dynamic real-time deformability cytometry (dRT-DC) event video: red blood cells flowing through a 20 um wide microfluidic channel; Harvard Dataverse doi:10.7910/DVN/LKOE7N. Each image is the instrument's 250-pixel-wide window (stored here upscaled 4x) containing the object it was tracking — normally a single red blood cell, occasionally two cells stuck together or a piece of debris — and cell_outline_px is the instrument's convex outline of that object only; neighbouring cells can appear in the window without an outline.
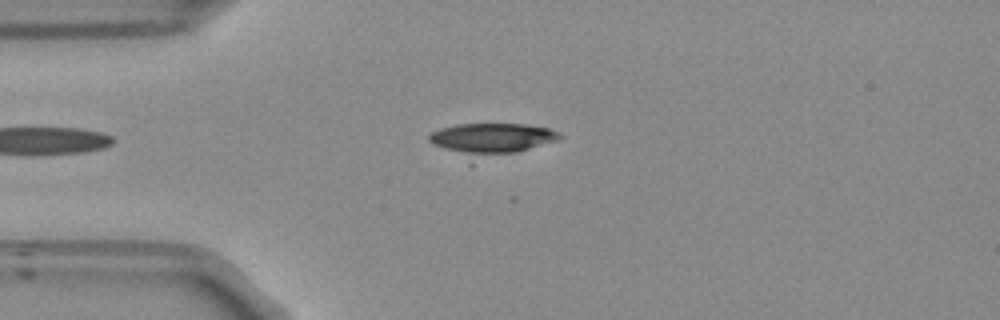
{"species": "Egyptian fruit bat (a non-hibernating species)", "species_latin": "Rousettus aegyptiacus", "temperature_condition": "room temperature", "stored_images_in_passage": 45, "camera_frame_rate_fps": 3000, "um_per_image_px": 0.085, "frame": {"image": 1, "passage_image": 8, "time_ms": 2.333, "image_size_px": [1000, 320], "cell_outline_px": [[564, 136], [556, 140], [516, 152], [472, 164], [468, 164], [432, 144], [428, 140], [428, 136], [432, 132], [440, 128], [456, 124], [528, 124], [548, 128]], "centroid_in_image_um": [41.6, 11.9], "position_along_channel_um": 43.4, "area_um2": 25.37}}
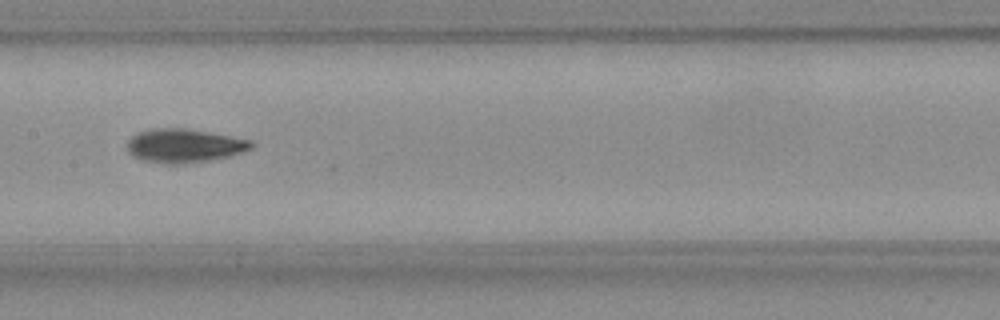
{"frame": {"image": 2, "passage_image": 21, "time_ms": 6.667, "image_size_px": [1000, 320], "cell_outline_px": [[256, 144], [252, 148], [228, 156], [212, 160], [184, 164], [168, 164], [144, 160], [132, 156], [128, 152], [128, 140], [136, 132], [152, 128], [188, 128], [252, 140]], "centroid_in_image_um": [15.66, 12.38], "position_along_channel_um": 191.7, "area_um2": 24.57}}
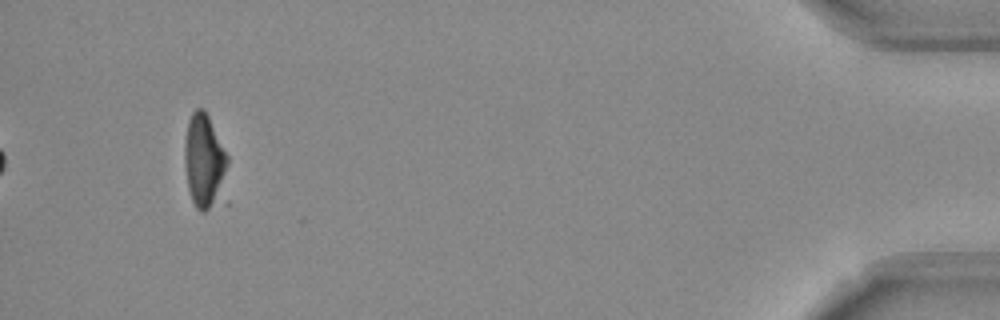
{"frame": {"image": 3, "passage_image": 45, "time_ms": 14.667, "image_size_px": [1000, 320], "cell_outline_px": [[228, 204], [204, 212], [200, 212], [196, 208], [192, 200], [188, 188], [184, 164], [184, 144], [188, 120], [192, 112], [196, 108], [204, 108], [228, 156]], "centroid_in_image_um": [17.45, 13.89], "position_along_channel_um": 417.7, "area_um2": 25.37}, "authors_computed_cell_mechanics": {"area_um2": 23.3512, "velocity_mm_per_s": 3.8034, "shape_relaxation_time_tau1_ms": null, "shape_relaxation_time_tau2_ms": 4.3199, "deformation_change_tau1": null, "deformation_change_tau2": 0.0816}}